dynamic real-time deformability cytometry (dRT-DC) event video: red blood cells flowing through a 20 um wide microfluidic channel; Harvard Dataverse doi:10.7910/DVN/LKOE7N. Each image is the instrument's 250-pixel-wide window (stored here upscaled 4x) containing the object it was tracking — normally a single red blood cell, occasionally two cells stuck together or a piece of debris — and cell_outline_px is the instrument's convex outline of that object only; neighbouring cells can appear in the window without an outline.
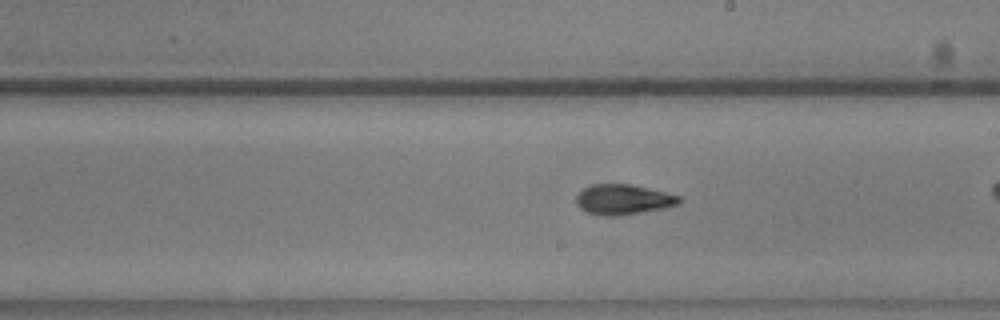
{"species": "common noctule bat (a hibernating species)", "species_latin": "Nyctalus noctula", "temperature_condition": "warm", "stored_images_in_passage": 35, "camera_frame_rate_fps": 3000, "um_per_image_px": 0.085, "animal": {"sex": "male", "body_mass_g": 20.5, "forearm_length_mm": 52.5}, "frame": {"image": 1, "passage_image": 23, "time_ms": 7.333, "image_size_px": [1000, 320], "cell_outline_px": [[680, 204], [664, 208], [620, 216], [604, 216], [588, 212], [580, 208], [576, 204], [576, 196], [584, 188], [592, 184], [632, 184], [680, 196]], "centroid_in_image_um": [52.97, 16.96], "position_along_channel_um": 236.0, "area_um2": 18.09}}
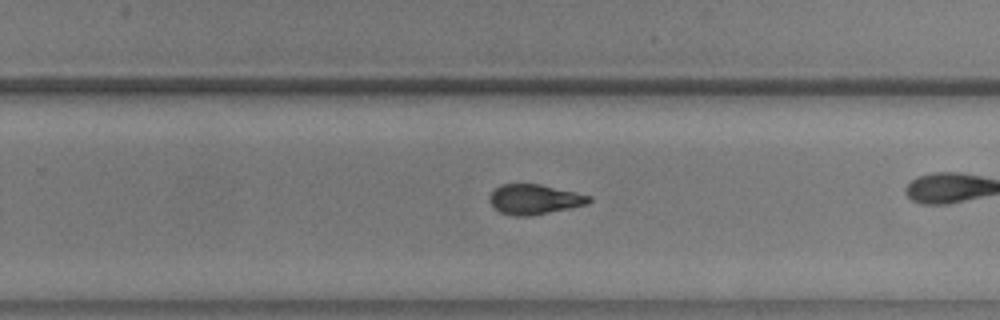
{"frame": {"image": 2, "passage_image": 27, "time_ms": 8.667, "image_size_px": [1000, 320], "cell_outline_px": [[592, 200], [588, 204], [528, 216], [512, 216], [500, 212], [488, 200], [488, 196], [500, 184], [540, 184], [576, 192], [592, 196]], "centroid_in_image_um": [45.42, 16.93], "position_along_channel_um": 284.4, "area_um2": 17.28}}